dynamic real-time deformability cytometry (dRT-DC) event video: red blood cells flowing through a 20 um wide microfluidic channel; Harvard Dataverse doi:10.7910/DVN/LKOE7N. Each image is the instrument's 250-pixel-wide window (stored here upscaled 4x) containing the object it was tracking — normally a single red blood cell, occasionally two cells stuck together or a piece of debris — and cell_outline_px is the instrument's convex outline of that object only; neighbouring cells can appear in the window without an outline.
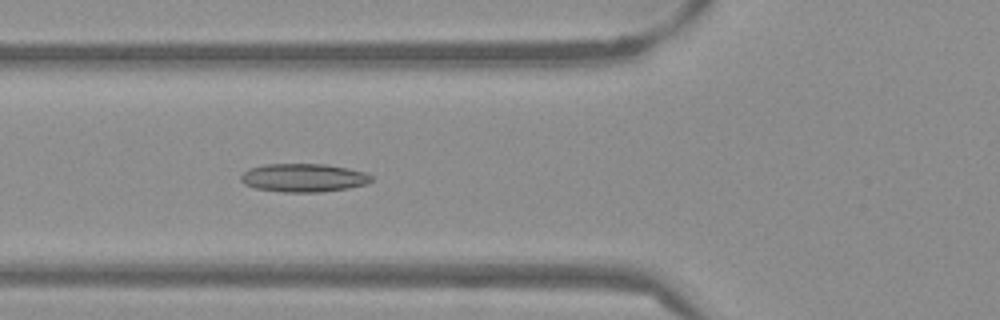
{"species": "Egyptian fruit bat (a non-hibernating species)", "species_latin": "Rousettus aegyptiacus", "temperature_condition": "warm", "stored_images_in_passage": 52, "camera_frame_rate_fps": 3000, "um_per_image_px": 0.085, "frame": {"image": 1, "passage_image": 19, "time_ms": 6.0, "image_size_px": [1000, 320], "cell_outline_px": [[372, 180], [368, 184], [348, 188], [320, 192], [280, 192], [256, 188], [244, 184], [240, 180], [240, 176], [248, 168], [264, 164], [324, 164], [348, 168], [364, 172], [372, 176]], "centroid_in_image_um": [25.79, 15.11], "position_along_channel_um": 100.0, "area_um2": 21.68}}
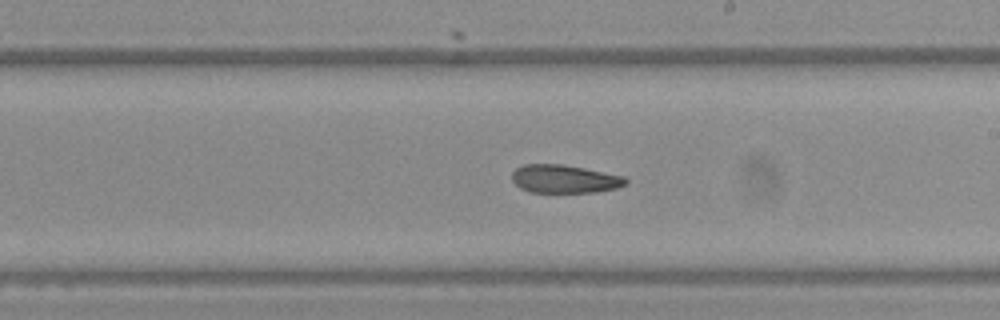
{"frame": {"image": 2, "passage_image": 30, "time_ms": 9.667, "image_size_px": [1000, 320], "cell_outline_px": [[628, 184], [616, 188], [596, 192], [528, 192], [520, 188], [512, 180], [512, 172], [516, 168], [524, 164], [564, 164], [624, 176], [628, 180]], "centroid_in_image_um": [47.98, 15.21], "position_along_channel_um": 241.0, "area_um2": 18.79}}
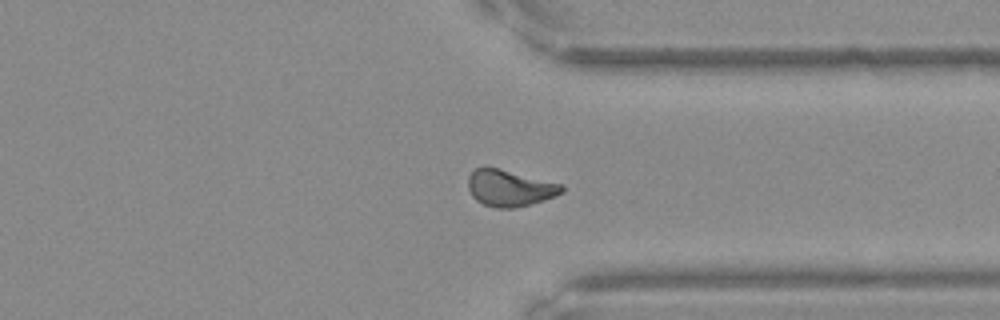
{"frame": {"image": 3, "passage_image": 40, "time_ms": 13.0, "image_size_px": [1000, 320], "cell_outline_px": [[564, 192], [556, 196], [532, 204], [512, 208], [496, 208], [484, 204], [476, 200], [472, 196], [468, 188], [468, 176], [476, 168], [484, 164], [564, 184]], "centroid_in_image_um": [43.33, 15.96], "position_along_channel_um": 368.1, "area_um2": 20.4}, "authors_computed_cell_mechanics": {"area_um2": 20.0566, "velocity_mm_per_s": 3.8319, "shape_relaxation_time_tau1_ms": null, "shape_relaxation_time_tau2_ms": 4.5889, "deformation_change_tau1": null, "deformation_change_tau2": 0.1104}}